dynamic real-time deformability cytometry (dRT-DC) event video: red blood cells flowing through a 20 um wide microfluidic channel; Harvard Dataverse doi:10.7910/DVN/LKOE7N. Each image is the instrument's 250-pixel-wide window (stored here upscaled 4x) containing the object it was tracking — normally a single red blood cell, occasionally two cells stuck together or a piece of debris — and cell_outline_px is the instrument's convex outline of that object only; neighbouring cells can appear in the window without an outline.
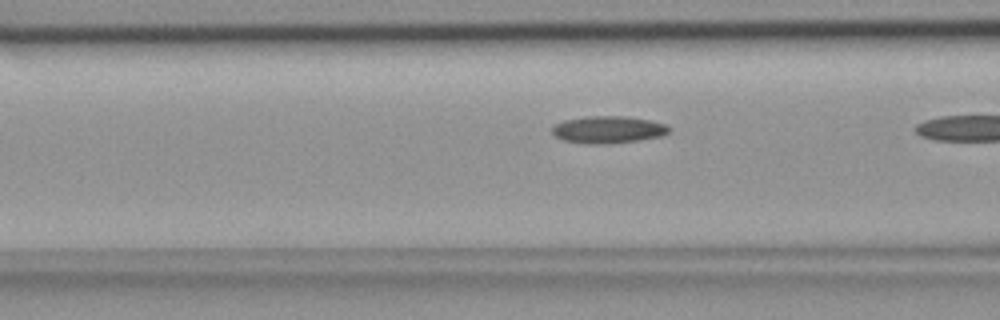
{"species": "common noctule bat (a hibernating species)", "species_latin": "Nyctalus noctula", "temperature_condition": "room temperature", "stored_images_in_passage": 5, "camera_frame_rate_fps": 3000, "um_per_image_px": 0.085, "animal": {"sex": "female", "body_mass_g": 18.4}, "frame": {"image": 1, "passage_image": 4, "time_ms": 1.0, "image_size_px": [1000, 320], "cell_outline_px": [[668, 132], [660, 136], [636, 140], [600, 144], [588, 144], [564, 140], [556, 136], [552, 132], [552, 128], [556, 124], [564, 120], [588, 116], [628, 116], [668, 124]], "centroid_in_image_um": [51.68, 11.0], "position_along_channel_um": 114.9, "area_um2": 18.21}}